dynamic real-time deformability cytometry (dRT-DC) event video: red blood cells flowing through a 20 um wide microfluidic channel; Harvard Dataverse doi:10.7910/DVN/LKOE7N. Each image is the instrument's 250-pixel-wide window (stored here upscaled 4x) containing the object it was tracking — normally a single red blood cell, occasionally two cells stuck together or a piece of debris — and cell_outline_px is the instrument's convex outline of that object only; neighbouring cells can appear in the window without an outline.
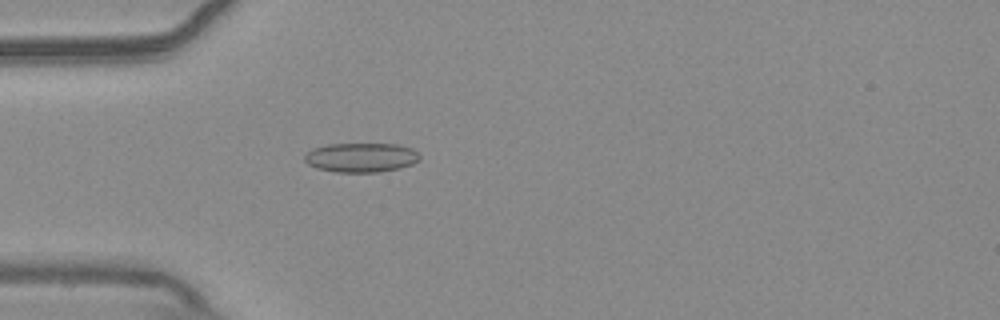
{"species": "common noctule bat (a hibernating species)", "species_latin": "Nyctalus noctula", "temperature_condition": "warm", "stored_images_in_passage": 44, "camera_frame_rate_fps": 3000, "um_per_image_px": 0.085, "animal": {"sex": "male", "body_mass_g": 20.4}, "frame": {"image": 1, "passage_image": 6, "time_ms": 1.667, "image_size_px": [1000, 320], "cell_outline_px": [[420, 160], [412, 164], [400, 168], [380, 172], [336, 172], [316, 168], [308, 164], [304, 160], [304, 156], [312, 148], [328, 144], [396, 144], [412, 148], [420, 152]], "centroid_in_image_um": [30.72, 13.39], "position_along_channel_um": 54.3, "area_um2": 19.88}}
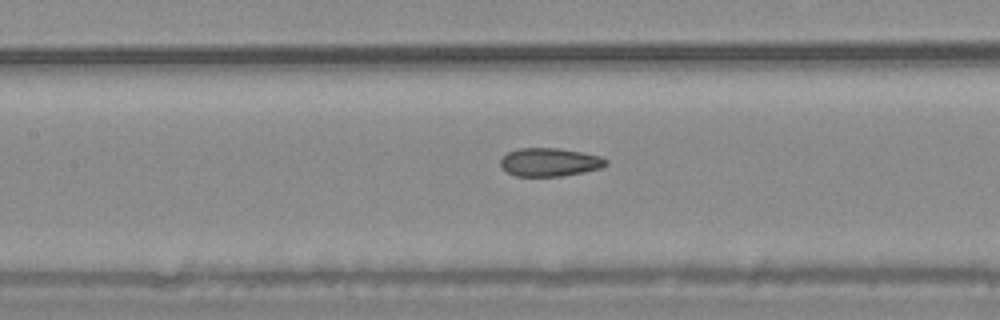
{"frame": {"image": 2, "passage_image": 15, "time_ms": 4.667, "image_size_px": [1000, 320], "cell_outline_px": [[608, 164], [600, 168], [584, 172], [560, 176], [516, 176], [508, 172], [500, 164], [500, 160], [508, 152], [520, 148], [560, 148], [600, 156], [608, 160]], "centroid_in_image_um": [46.74, 13.78], "position_along_channel_um": 160.7, "area_um2": 17.28}}
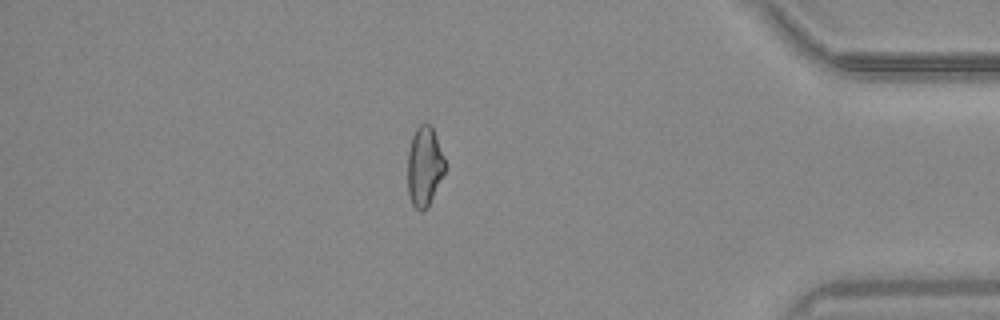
{"frame": {"image": 3, "passage_image": 37, "time_ms": 12.0, "image_size_px": [1000, 320], "cell_outline_px": [[448, 168], [428, 208], [424, 212], [420, 212], [412, 204], [408, 192], [408, 152], [412, 136], [416, 128], [420, 124], [432, 124], [448, 164]], "centroid_in_image_um": [36.13, 14.16], "position_along_channel_um": 399.1, "area_um2": 18.09}, "authors_computed_cell_mechanics": {"area_um2": 17.8313, "velocity_mm_per_s": 3.7417, "shape_relaxation_time_tau1_ms": null, "shape_relaxation_time_tau2_ms": 2.2832, "deformation_change_tau1": null, "deformation_change_tau2": 0.0808}}